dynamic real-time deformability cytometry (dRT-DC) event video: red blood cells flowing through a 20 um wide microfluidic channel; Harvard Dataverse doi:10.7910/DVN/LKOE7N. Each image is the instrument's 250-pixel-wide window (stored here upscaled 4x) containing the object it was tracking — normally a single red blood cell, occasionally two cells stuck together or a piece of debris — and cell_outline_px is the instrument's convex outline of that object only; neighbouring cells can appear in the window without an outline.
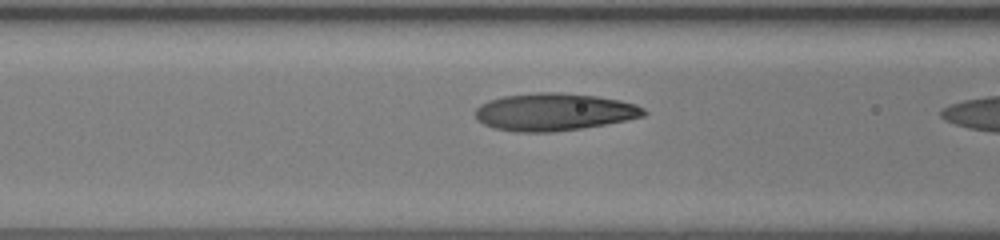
{"species": "human", "species_latin": "Homo sapiens", "temperature_condition": "room temperature", "stored_images_in_passage": 20, "camera_frame_rate_fps": 3000, "um_per_image_px": 0.085, "donor": {"sex": "female"}, "frame": {"image": 1, "passage_image": 19, "time_ms": 6.0, "image_size_px": [1000, 240], "cell_outline_px": [[648, 112], [644, 116], [628, 120], [580, 128], [552, 132], [516, 132], [496, 128], [484, 124], [476, 120], [476, 108], [480, 104], [488, 100], [504, 96], [536, 92], [556, 92], [596, 96], [620, 100], [636, 104], [644, 108]], "centroid_in_image_um": [47.1, 9.51], "position_along_channel_um": 119.5, "area_um2": 36.76}}